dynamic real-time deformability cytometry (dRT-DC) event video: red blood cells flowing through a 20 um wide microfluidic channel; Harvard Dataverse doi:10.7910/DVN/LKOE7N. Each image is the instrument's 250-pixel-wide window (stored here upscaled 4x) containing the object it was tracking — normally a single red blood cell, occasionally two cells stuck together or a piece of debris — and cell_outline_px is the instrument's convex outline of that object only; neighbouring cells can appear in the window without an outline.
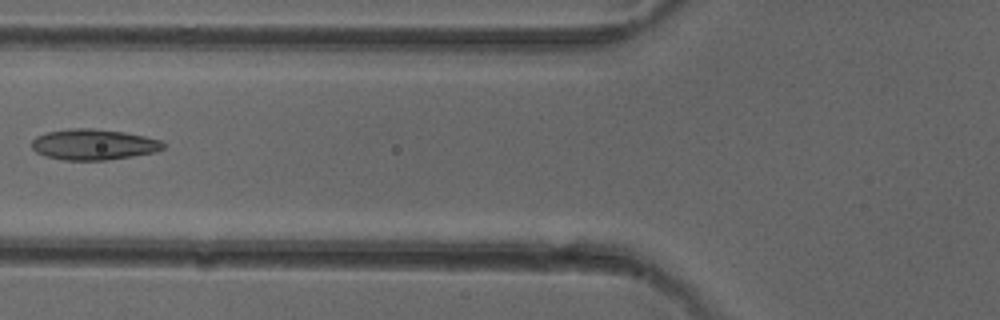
{"species": "common noctule bat (a hibernating species)", "species_latin": "Nyctalus noctula", "temperature_condition": "cold", "stored_images_in_passage": 6, "camera_frame_rate_fps": 3000, "um_per_image_px": 0.085, "animal": {"sex": "female"}, "frame": {"image": 1, "passage_image": 5, "time_ms": 5.667, "image_size_px": [1000, 320], "cell_outline_px": [[164, 148], [156, 152], [132, 156], [104, 160], [64, 160], [44, 156], [36, 152], [32, 148], [32, 140], [36, 136], [48, 132], [68, 128], [92, 128], [124, 132], [144, 136], [160, 140], [164, 144]], "centroid_in_image_um": [7.93, 12.28], "position_along_channel_um": 117.9, "area_um2": 23.58}}
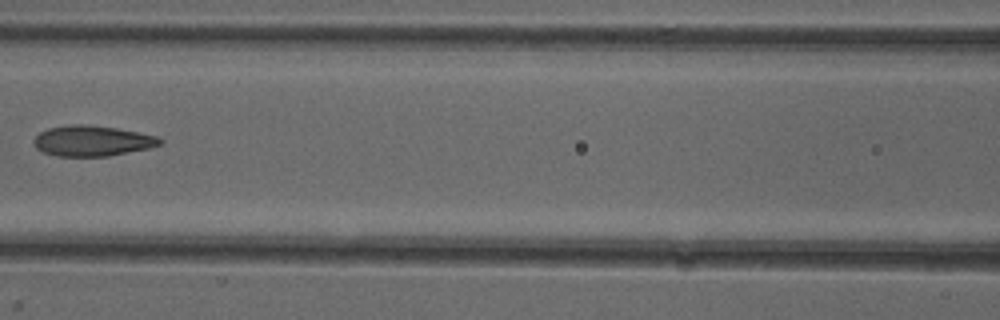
{"frame": {"image": 2, "passage_image": 6, "time_ms": 6.667, "image_size_px": [1000, 320], "cell_outline_px": [[164, 140], [160, 144], [148, 148], [108, 156], [56, 156], [44, 152], [36, 148], [32, 140], [40, 132], [48, 128], [68, 124], [84, 124], [116, 128], [160, 136]], "centroid_in_image_um": [7.83, 11.96], "position_along_channel_um": 158.8, "area_um2": 22.48}}